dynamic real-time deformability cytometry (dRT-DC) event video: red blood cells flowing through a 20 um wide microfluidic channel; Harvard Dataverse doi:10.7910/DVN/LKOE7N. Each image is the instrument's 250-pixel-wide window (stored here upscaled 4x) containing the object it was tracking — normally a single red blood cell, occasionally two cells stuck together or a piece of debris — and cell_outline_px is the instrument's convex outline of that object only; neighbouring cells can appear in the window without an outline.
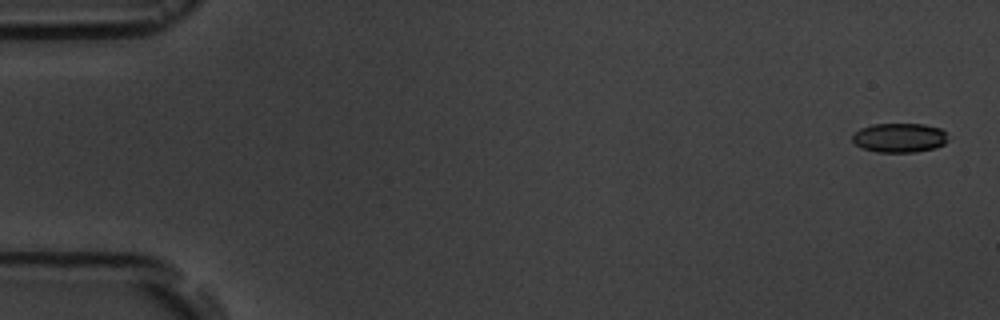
{"species": "common noctule bat (a hibernating species)", "species_latin": "Nyctalus noctula", "temperature_condition": "room temperature", "stored_images_in_passage": 7, "camera_frame_rate_fps": 3000, "um_per_image_px": 0.085, "animal": {"sex": "male", "body_mass_g": 19.5, "forearm_length_mm": 54.6}, "frame": {"image": 1, "passage_image": 1, "time_ms": 0.0, "image_size_px": [1000, 320], "cell_outline_px": [[948, 140], [944, 144], [936, 148], [916, 152], [876, 152], [860, 148], [852, 140], [852, 136], [860, 128], [872, 124], [924, 124], [940, 128], [944, 132]], "centroid_in_image_um": [76.44, 11.71], "position_along_channel_um": 8.6, "area_um2": 16.42}}
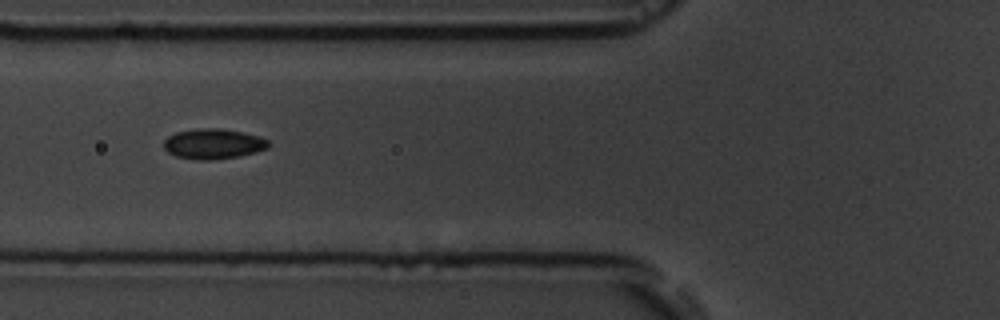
{"frame": {"image": 2, "passage_image": 6, "time_ms": 6.667, "image_size_px": [1000, 320], "cell_outline_px": [[272, 144], [268, 148], [240, 156], [212, 160], [200, 160], [176, 156], [168, 152], [164, 148], [164, 140], [168, 136], [176, 132], [196, 128], [220, 128], [260, 136], [268, 140]], "centroid_in_image_um": [18.14, 12.22], "position_along_channel_um": 107.7, "area_um2": 18.5}}
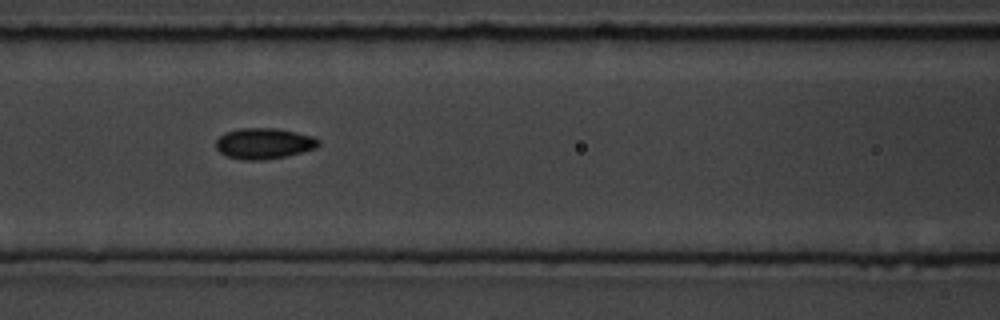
{"frame": {"image": 3, "passage_image": 7, "time_ms": 7.667, "image_size_px": [1000, 320], "cell_outline_px": [[320, 144], [316, 148], [284, 156], [264, 160], [244, 160], [228, 156], [220, 152], [216, 148], [216, 140], [224, 132], [240, 128], [276, 128], [296, 132], [312, 136], [320, 140]], "centroid_in_image_um": [22.42, 12.18], "position_along_channel_um": 144.2, "area_um2": 18.38}}